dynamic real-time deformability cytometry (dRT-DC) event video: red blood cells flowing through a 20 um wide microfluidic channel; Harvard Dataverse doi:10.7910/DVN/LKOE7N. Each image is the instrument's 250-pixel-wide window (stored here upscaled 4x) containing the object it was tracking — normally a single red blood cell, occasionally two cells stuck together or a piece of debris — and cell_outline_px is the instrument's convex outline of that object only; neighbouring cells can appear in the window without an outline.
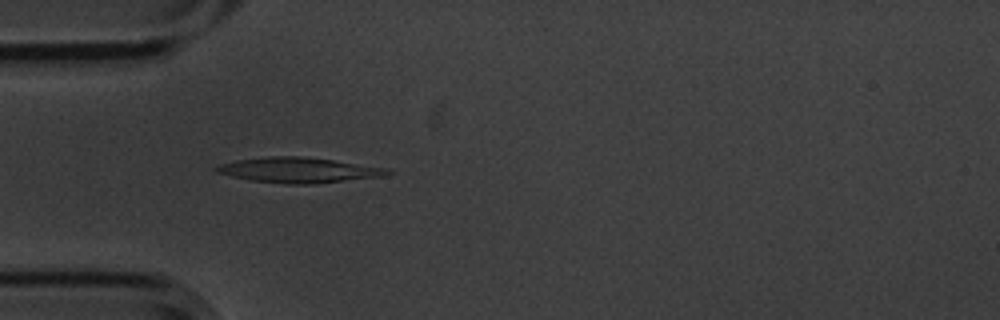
{"species": "common noctule bat (a hibernating species)", "species_latin": "Nyctalus noctula", "temperature_condition": "cold", "stored_images_in_passage": 55, "camera_frame_rate_fps": 3000, "um_per_image_px": 0.085, "animal": {"sex": "male", "body_mass_g": 20.1, "forearm_length_mm": 53.5}, "frame": {"image": 1, "passage_image": 16, "time_ms": 5.0, "image_size_px": [1000, 320], "cell_outline_px": [[396, 172], [384, 176], [316, 184], [288, 184], [252, 180], [232, 176], [216, 172], [212, 168], [220, 164], [236, 160], [268, 156], [300, 156], [332, 160], [388, 168]], "centroid_in_image_um": [25.41, 14.46], "position_along_channel_um": 59.6, "area_um2": 25.2}}
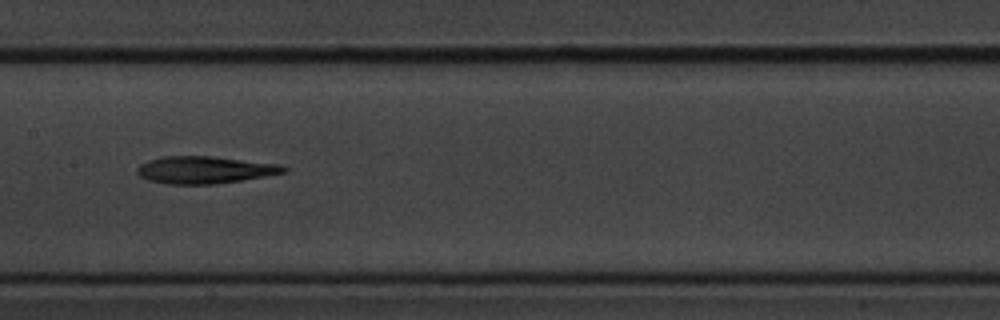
{"frame": {"image": 2, "passage_image": 27, "time_ms": 8.667, "image_size_px": [1000, 320], "cell_outline_px": [[288, 172], [216, 184], [164, 184], [148, 180], [140, 176], [136, 172], [136, 168], [140, 164], [148, 160], [164, 156], [212, 156], [280, 164], [288, 168]], "centroid_in_image_um": [17.38, 14.44], "position_along_channel_um": 190.0, "area_um2": 23.35}}
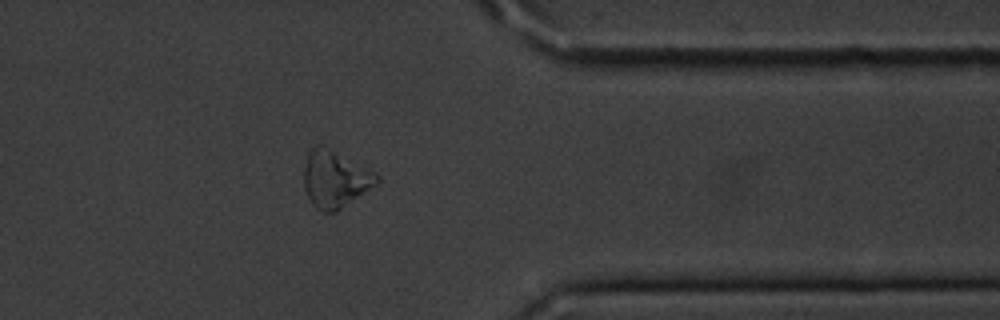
{"frame": {"image": 3, "passage_image": 44, "time_ms": 14.333, "image_size_px": [1000, 320], "cell_outline_px": [[380, 180], [376, 184], [336, 212], [324, 212], [316, 208], [312, 204], [304, 188], [304, 168], [308, 156], [312, 148], [320, 144], [324, 144], [380, 176]], "centroid_in_image_um": [28.46, 15.22], "position_along_channel_um": 382.9, "area_um2": 23.87}, "authors_computed_cell_mechanics": {"area_um2": 23.5246, "velocity_mm_per_s": 3.6164, "shape_relaxation_time_tau1_ms": 3.1486, "shape_relaxation_time_tau2_ms": null, "deformation_change_tau1": 0.1079, "deformation_change_tau2": null}}